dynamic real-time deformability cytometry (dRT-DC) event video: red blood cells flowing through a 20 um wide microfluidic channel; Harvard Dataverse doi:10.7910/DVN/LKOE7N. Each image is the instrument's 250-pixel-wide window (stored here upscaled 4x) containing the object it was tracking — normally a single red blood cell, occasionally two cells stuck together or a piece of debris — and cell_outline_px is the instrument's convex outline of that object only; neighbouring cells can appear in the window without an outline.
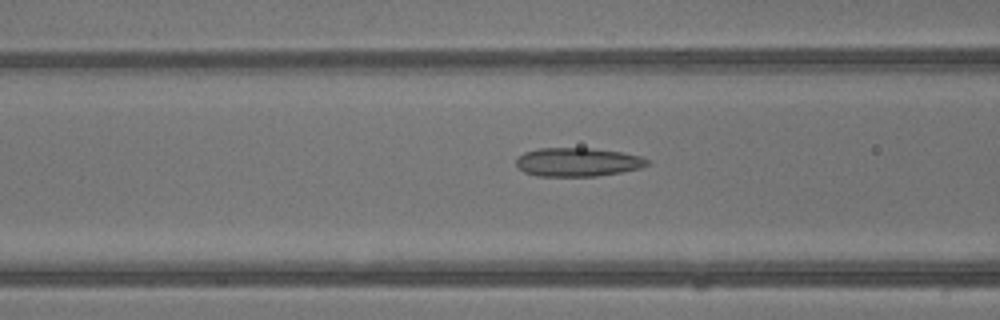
{"species": "common noctule bat (a hibernating species)", "species_latin": "Nyctalus noctula", "temperature_condition": "warm", "stored_images_in_passage": 24, "camera_frame_rate_fps": 3000, "um_per_image_px": 0.085, "animal": {"sex": "male", "body_mass_g": 13.3}, "frame": {"image": 1, "passage_image": 7, "time_ms": 2.0, "image_size_px": [1000, 320], "cell_outline_px": [[652, 160], [648, 164], [640, 168], [620, 172], [596, 176], [536, 176], [524, 172], [516, 164], [516, 160], [524, 152], [540, 148], [588, 148], [620, 152], [640, 156]], "centroid_in_image_um": [49.11, 13.78], "position_along_channel_um": 117.5, "area_um2": 21.79}}
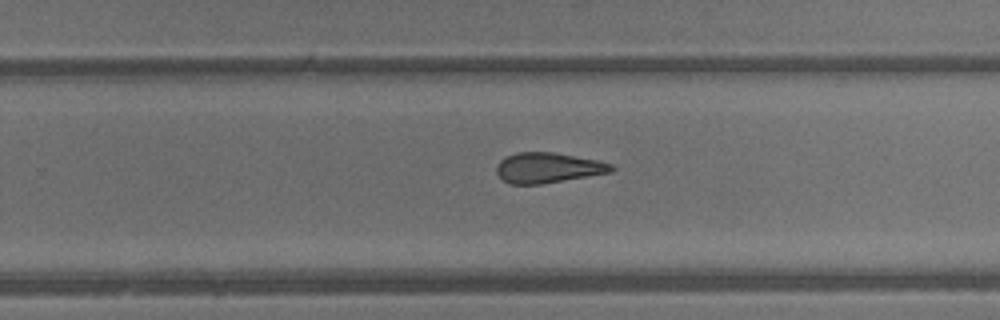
{"frame": {"image": 2, "passage_image": 17, "time_ms": 5.333, "image_size_px": [1000, 320], "cell_outline_px": [[616, 168], [612, 172], [540, 184], [508, 184], [500, 180], [496, 172], [496, 164], [500, 160], [516, 152], [552, 152], [596, 160], [612, 164]], "centroid_in_image_um": [46.53, 14.27], "position_along_channel_um": 283.3, "area_um2": 20.29}}
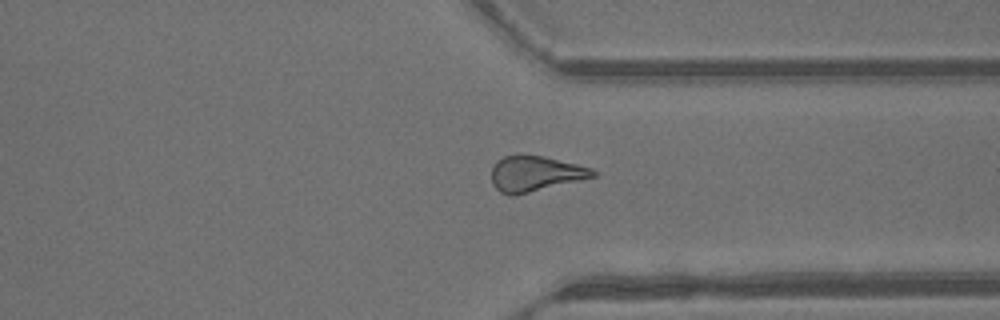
{"frame": {"image": 3, "passage_image": 22, "time_ms": 7.0, "image_size_px": [1000, 320], "cell_outline_px": [[596, 176], [516, 196], [508, 196], [500, 192], [492, 184], [492, 168], [496, 160], [504, 156], [516, 152], [540, 156], [576, 164], [592, 168], [596, 172]], "centroid_in_image_um": [45.43, 14.76], "position_along_channel_um": 366.0, "area_um2": 21.27}}